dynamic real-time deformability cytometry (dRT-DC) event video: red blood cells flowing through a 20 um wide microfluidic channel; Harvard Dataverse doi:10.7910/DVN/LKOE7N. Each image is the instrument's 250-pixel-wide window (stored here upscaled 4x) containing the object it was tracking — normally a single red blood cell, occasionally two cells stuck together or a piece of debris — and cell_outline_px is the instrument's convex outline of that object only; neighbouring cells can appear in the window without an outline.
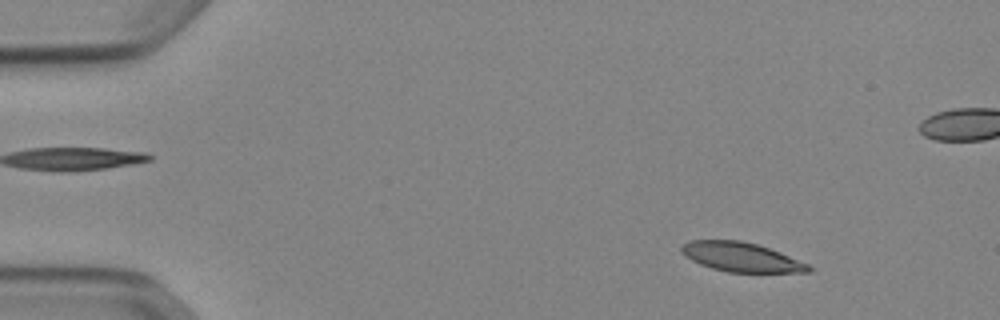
{"species": "Egyptian fruit bat (a non-hibernating species)", "species_latin": "Rousettus aegyptiacus", "temperature_condition": "cold", "stored_images_in_passage": 53, "camera_frame_rate_fps": 3000, "um_per_image_px": 0.085, "animal": {"sex": "female"}, "frame": {"image": 1, "passage_image": 6, "time_ms": 1.667, "image_size_px": [1000, 320], "cell_outline_px": [[812, 272], [728, 272], [712, 268], [700, 264], [684, 256], [680, 252], [680, 248], [688, 240], [740, 240], [756, 244], [780, 252], [808, 264], [812, 268]], "centroid_in_image_um": [62.97, 21.85], "position_along_channel_um": 22.0, "area_um2": 21.62}}
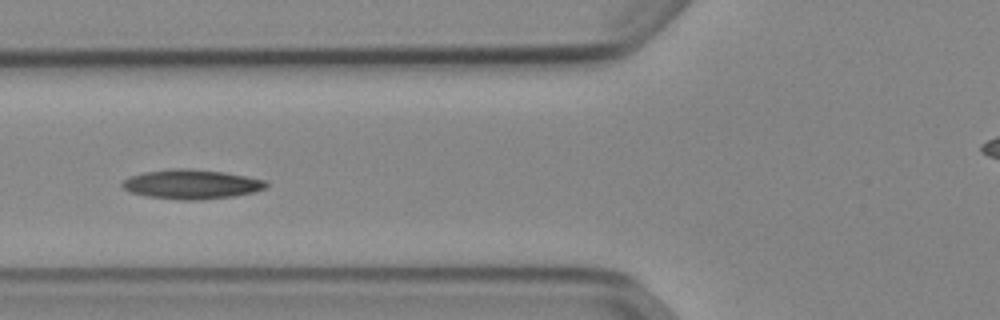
{"frame": {"image": 2, "passage_image": 20, "time_ms": 6.333, "image_size_px": [1000, 320], "cell_outline_px": [[268, 188], [256, 192], [232, 196], [196, 200], [180, 200], [144, 196], [132, 192], [124, 188], [120, 184], [128, 176], [144, 172], [172, 168], [188, 168], [224, 172], [264, 180], [268, 184]], "centroid_in_image_um": [16.27, 15.66], "position_along_channel_um": 109.5, "area_um2": 24.74}}
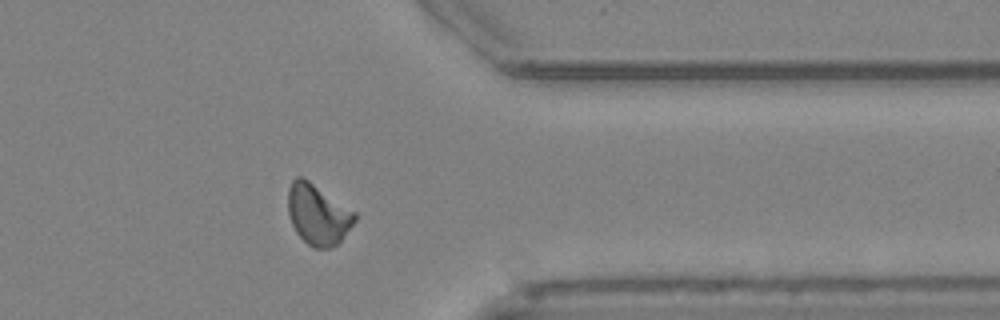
{"frame": {"image": 3, "passage_image": 42, "time_ms": 13.667, "image_size_px": [1000, 320], "cell_outline_px": [[356, 220], [340, 240], [332, 248], [312, 248], [296, 232], [292, 224], [288, 212], [288, 188], [292, 180], [296, 176], [300, 176], [308, 180], [356, 212]], "centroid_in_image_um": [27.01, 18.22], "position_along_channel_um": 384.4, "area_um2": 23.35}}